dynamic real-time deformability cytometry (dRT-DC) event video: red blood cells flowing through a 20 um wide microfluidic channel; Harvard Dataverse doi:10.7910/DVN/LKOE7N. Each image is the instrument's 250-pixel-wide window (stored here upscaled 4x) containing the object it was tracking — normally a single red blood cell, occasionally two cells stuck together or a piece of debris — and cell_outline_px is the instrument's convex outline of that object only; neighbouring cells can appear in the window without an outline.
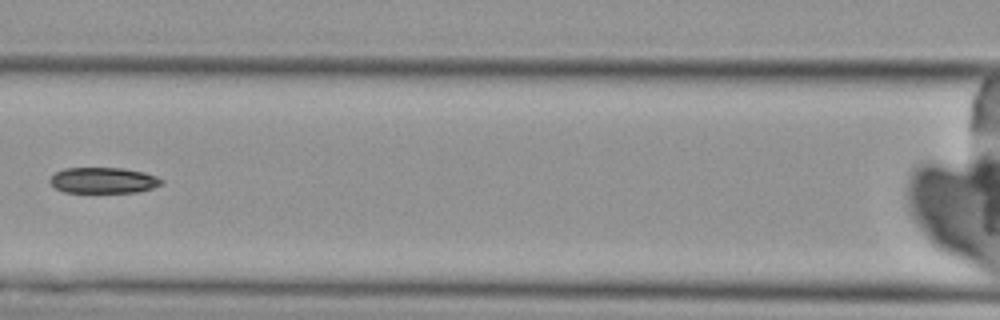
{"species": "Egyptian fruit bat (a non-hibernating species)", "species_latin": "Rousettus aegyptiacus", "temperature_condition": "cold", "stored_images_in_passage": 7, "camera_frame_rate_fps": 3000, "um_per_image_px": 0.085, "animal": {"sex": "female"}, "frame": {"image": 1, "passage_image": 7, "time_ms": 7.333, "image_size_px": [1000, 320], "cell_outline_px": [[164, 184], [152, 188], [136, 192], [64, 192], [56, 188], [48, 180], [56, 172], [64, 168], [124, 168], [144, 172], [156, 176], [164, 180]], "centroid_in_image_um": [8.81, 15.32], "position_along_channel_um": 157.8, "area_um2": 16.82}}